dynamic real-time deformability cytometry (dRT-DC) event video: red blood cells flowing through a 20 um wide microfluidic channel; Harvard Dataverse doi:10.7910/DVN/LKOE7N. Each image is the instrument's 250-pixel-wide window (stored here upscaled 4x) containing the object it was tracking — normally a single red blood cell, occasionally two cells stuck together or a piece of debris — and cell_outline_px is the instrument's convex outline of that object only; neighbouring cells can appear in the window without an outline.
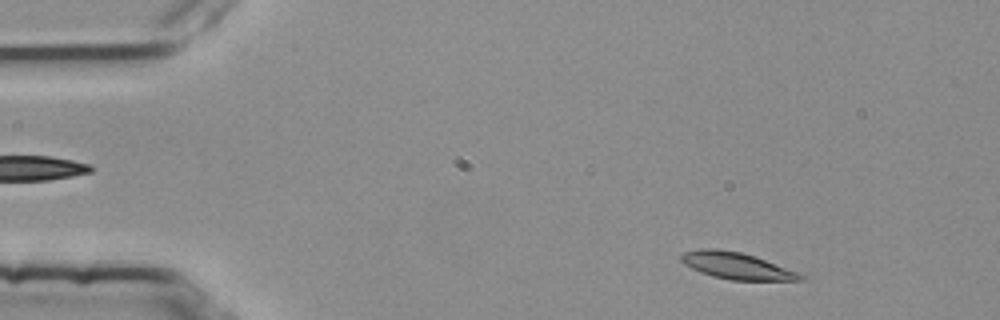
{"species": "common noctule bat (a hibernating species)", "species_latin": "Nyctalus noctula", "temperature_condition": "room temperature", "stored_images_in_passage": 49, "camera_frame_rate_fps": 3000, "um_per_image_px": 0.085, "animal": {"sex": "female", "body_mass_g": 25.1}, "frame": {"image": 1, "passage_image": 4, "time_ms": 1.0, "image_size_px": [1000, 320], "cell_outline_px": [[804, 280], [732, 280], [712, 276], [700, 272], [684, 264], [680, 260], [680, 256], [684, 252], [700, 248], [716, 248], [740, 252], [756, 256], [796, 272], [804, 276]], "centroid_in_image_um": [62.56, 22.58], "position_along_channel_um": 22.4, "area_um2": 18.38}}
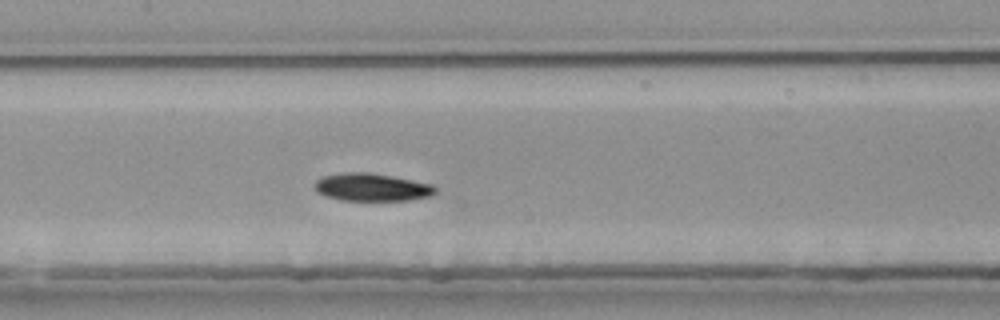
{"frame": {"image": 2, "passage_image": 23, "time_ms": 7.333, "image_size_px": [1000, 320], "cell_outline_px": [[436, 192], [428, 196], [408, 200], [340, 200], [316, 192], [312, 184], [316, 180], [324, 176], [344, 172], [368, 172], [392, 176], [432, 184], [436, 188]], "centroid_in_image_um": [31.56, 15.9], "position_along_channel_um": 175.8, "area_um2": 19.42}}
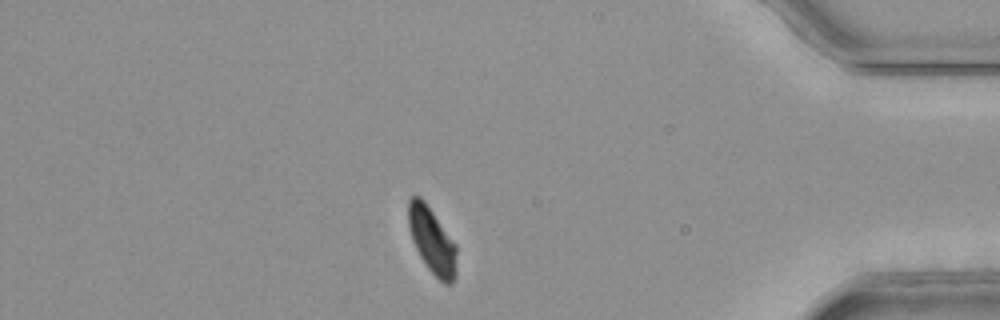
{"frame": {"image": 3, "passage_image": 44, "time_ms": 14.333, "image_size_px": [1000, 320], "cell_outline_px": [[456, 276], [452, 284], [444, 284], [428, 268], [420, 256], [412, 240], [408, 228], [408, 200], [412, 196], [420, 196], [424, 200], [456, 244]], "centroid_in_image_um": [36.72, 20.44], "position_along_channel_um": 398.5, "area_um2": 18.55}, "authors_computed_cell_mechanics": {"area_um2": 19.2474, "velocity_mm_per_s": 3.7445, "shape_relaxation_time_tau1_ms": 4.4257, "shape_relaxation_time_tau2_ms": null, "deformation_change_tau1": 0.1442, "deformation_change_tau2": null}}